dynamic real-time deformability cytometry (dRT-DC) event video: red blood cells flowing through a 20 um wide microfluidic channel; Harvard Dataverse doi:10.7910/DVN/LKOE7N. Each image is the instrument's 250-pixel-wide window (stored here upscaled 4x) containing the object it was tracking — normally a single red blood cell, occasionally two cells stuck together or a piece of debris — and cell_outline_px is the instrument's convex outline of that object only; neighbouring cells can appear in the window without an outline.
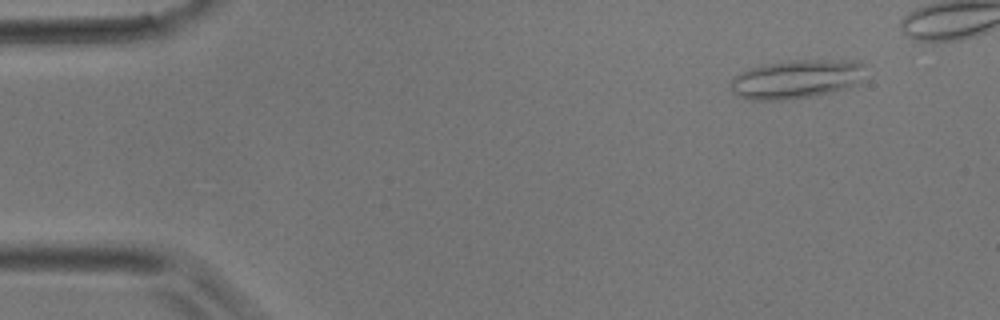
{"species": "common noctule bat (a hibernating species)", "species_latin": "Nyctalus noctula", "temperature_condition": "room temperature", "stored_images_in_passage": 7, "camera_frame_rate_fps": 3000, "um_per_image_px": 0.085, "animal": {"sex": "male", "body_mass_g": 17.9}, "frame": {"image": 1, "passage_image": 2, "time_ms": 0.333, "image_size_px": [1000, 320], "cell_outline_px": [[860, 80], [856, 84], [832, 92], [812, 96], [780, 100], [748, 100], [732, 92], [732, 76], [748, 68], [764, 64], [792, 60], [856, 60], [860, 64]], "centroid_in_image_um": [67.6, 6.73], "position_along_channel_um": 17.4, "area_um2": 30.06}}
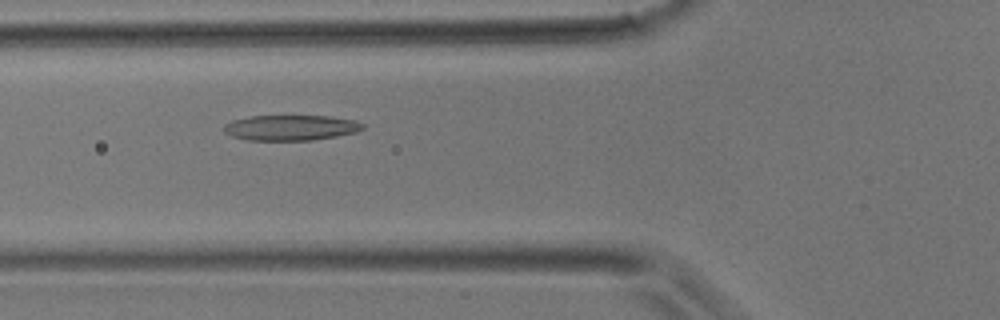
{"frame": {"image": 2, "passage_image": 6, "time_ms": 1.667, "image_size_px": [1000, 320], "cell_outline_px": [[364, 128], [356, 132], [336, 136], [312, 140], [248, 140], [232, 136], [224, 132], [224, 124], [232, 120], [252, 116], [332, 116], [356, 120], [364, 124]], "centroid_in_image_um": [24.73, 10.85], "position_along_channel_um": 101.1, "area_um2": 20.58}}
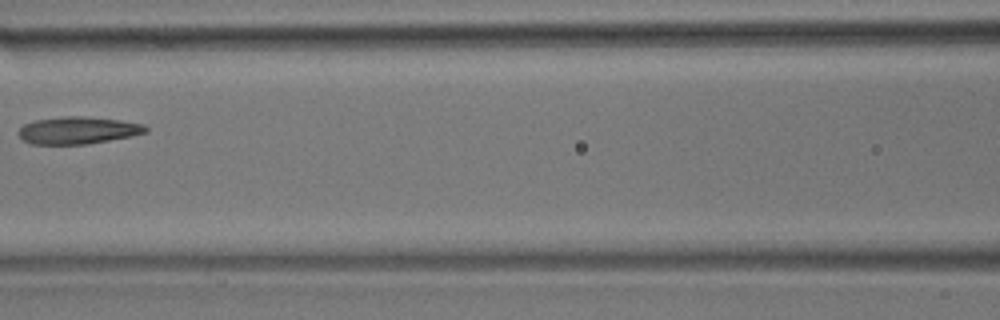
{"frame": {"image": 3, "passage_image": 7, "time_ms": 2.0, "image_size_px": [1000, 320], "cell_outline_px": [[148, 132], [132, 136], [88, 144], [32, 144], [24, 140], [16, 132], [24, 124], [36, 120], [64, 116], [84, 116], [120, 120], [144, 124], [148, 128]], "centroid_in_image_um": [6.65, 11.08], "position_along_channel_um": 160.0, "area_um2": 20.23}}